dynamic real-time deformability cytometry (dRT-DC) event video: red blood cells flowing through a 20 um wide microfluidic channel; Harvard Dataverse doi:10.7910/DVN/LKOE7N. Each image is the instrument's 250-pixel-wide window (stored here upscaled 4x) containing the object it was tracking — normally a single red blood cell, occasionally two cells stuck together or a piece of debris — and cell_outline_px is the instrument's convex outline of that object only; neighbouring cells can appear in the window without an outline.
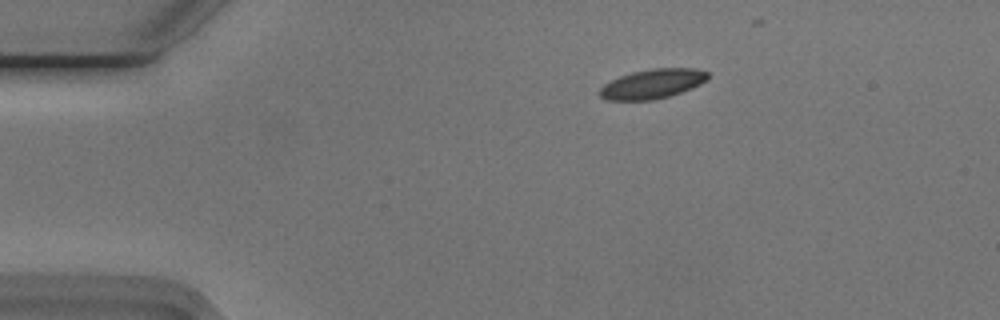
{"species": "Egyptian fruit bat (a non-hibernating species)", "species_latin": "Rousettus aegyptiacus", "temperature_condition": "cold", "stored_images_in_passage": 14, "camera_frame_rate_fps": 3000, "um_per_image_px": 0.085, "animal": {"sex": "male"}, "frame": {"image": 1, "passage_image": 1, "time_ms": 0.0, "image_size_px": [1000, 320], "cell_outline_px": [[708, 80], [692, 88], [668, 96], [652, 100], [608, 100], [600, 96], [596, 92], [604, 84], [620, 76], [632, 72], [652, 68], [696, 68], [708, 72]], "centroid_in_image_um": [55.45, 7.12], "position_along_channel_um": 29.5, "area_um2": 18.61}}
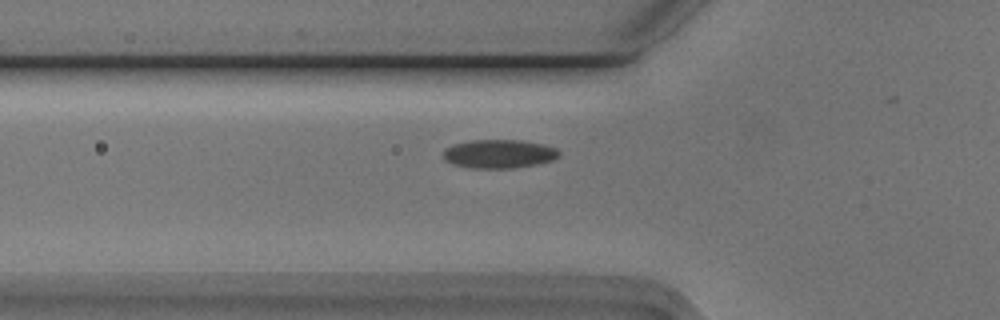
{"frame": {"image": 2, "passage_image": 10, "time_ms": 3.0, "image_size_px": [1000, 320], "cell_outline_px": [[560, 156], [552, 160], [536, 164], [512, 168], [472, 168], [452, 164], [444, 160], [444, 148], [452, 144], [468, 140], [524, 140], [556, 148], [560, 152]], "centroid_in_image_um": [42.38, 13.07], "position_along_channel_um": 83.4, "area_um2": 19.42}}
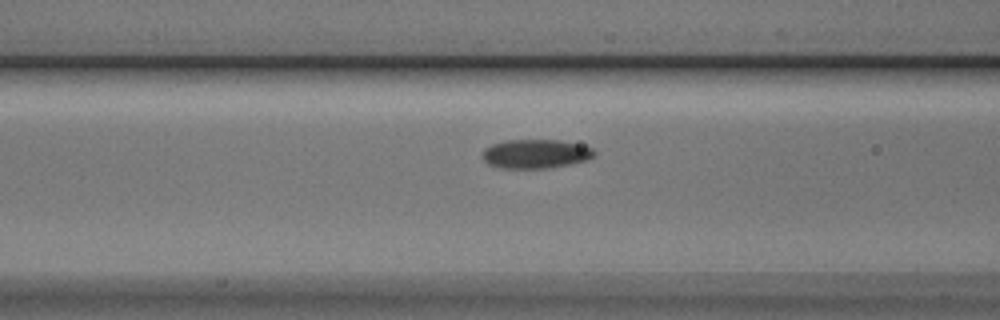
{"frame": {"image": 3, "passage_image": 13, "time_ms": 4.0, "image_size_px": [1000, 320], "cell_outline_px": [[596, 156], [584, 160], [568, 164], [544, 168], [500, 168], [488, 164], [484, 160], [484, 148], [492, 144], [504, 140], [560, 140], [592, 148], [596, 152]], "centroid_in_image_um": [45.51, 13.07], "position_along_channel_um": 121.1, "area_um2": 18.67}}